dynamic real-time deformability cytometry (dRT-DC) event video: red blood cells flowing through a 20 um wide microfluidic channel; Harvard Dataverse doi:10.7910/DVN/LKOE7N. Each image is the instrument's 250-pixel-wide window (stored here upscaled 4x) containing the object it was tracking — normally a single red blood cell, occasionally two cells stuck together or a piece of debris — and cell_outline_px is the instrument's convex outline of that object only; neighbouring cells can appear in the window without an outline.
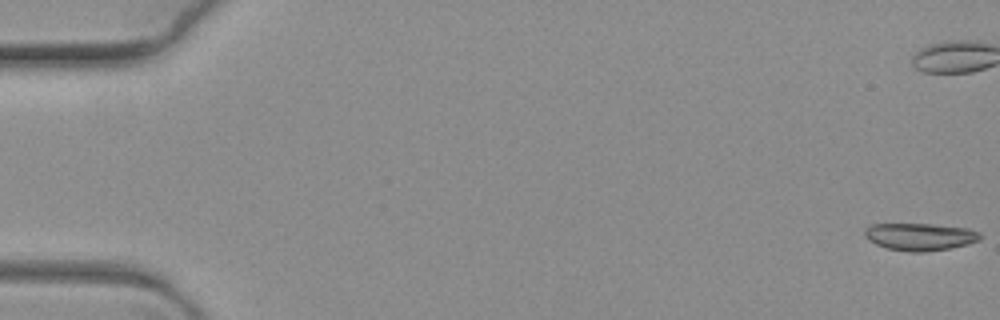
{"species": "common noctule bat (a hibernating species)", "species_latin": "Nyctalus noctula", "temperature_condition": "warm", "stored_images_in_passage": 17, "camera_frame_rate_fps": 3000, "um_per_image_px": 0.085, "animal": {"sex": "female", "body_mass_g": 19.3, "forearm_length_mm": 54.1}, "frame": {"image": 1, "passage_image": 1, "time_ms": 0.0, "image_size_px": [1000, 320], "cell_outline_px": [[980, 240], [968, 244], [948, 248], [924, 252], [908, 252], [888, 248], [876, 244], [868, 240], [864, 236], [864, 228], [868, 224], [932, 224], [968, 228], [980, 232]], "centroid_in_image_um": [78.16, 20.11], "position_along_channel_um": 6.8, "area_um2": 18.5}}
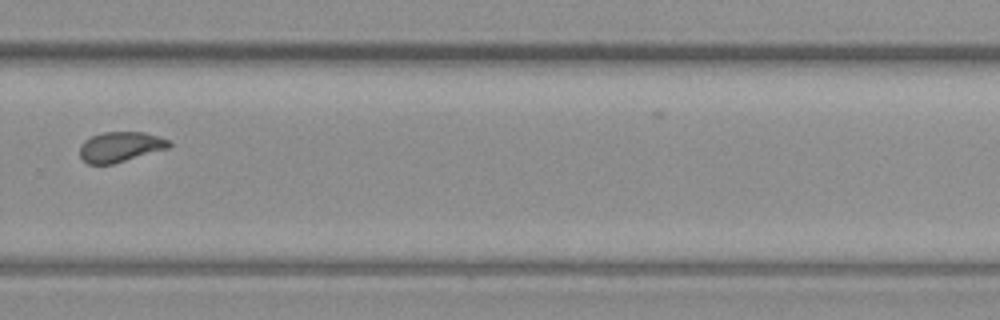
{"frame": {"image": 2, "passage_image": 12, "time_ms": 3.667, "image_size_px": [1000, 320], "cell_outline_px": [[172, 144], [168, 148], [112, 164], [88, 164], [80, 156], [80, 144], [84, 140], [92, 136], [104, 132], [144, 132], [168, 140]], "centroid_in_image_um": [10.2, 12.48], "position_along_channel_um": 319.6, "area_um2": 15.49}}